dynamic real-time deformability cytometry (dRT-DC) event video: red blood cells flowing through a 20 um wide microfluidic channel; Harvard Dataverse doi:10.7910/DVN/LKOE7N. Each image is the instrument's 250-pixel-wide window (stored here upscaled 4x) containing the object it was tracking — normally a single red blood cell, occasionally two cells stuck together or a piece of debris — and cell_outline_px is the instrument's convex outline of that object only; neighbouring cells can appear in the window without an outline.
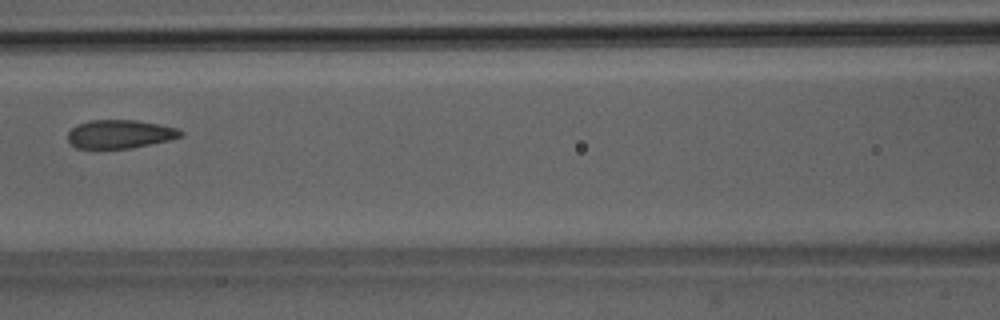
{"species": "Egyptian fruit bat (a non-hibernating species)", "species_latin": "Rousettus aegyptiacus", "temperature_condition": "room temperature", "stored_images_in_passage": 6, "camera_frame_rate_fps": 3000, "um_per_image_px": 0.085, "animal": {"sex": "male"}, "frame": {"image": 1, "passage_image": 5, "time_ms": 4.667, "image_size_px": [1000, 320], "cell_outline_px": [[184, 132], [180, 136], [172, 140], [132, 148], [76, 148], [68, 140], [68, 132], [72, 128], [88, 120], [136, 120], [176, 128]], "centroid_in_image_um": [10.2, 11.4], "position_along_channel_um": 156.4, "area_um2": 18.61}}